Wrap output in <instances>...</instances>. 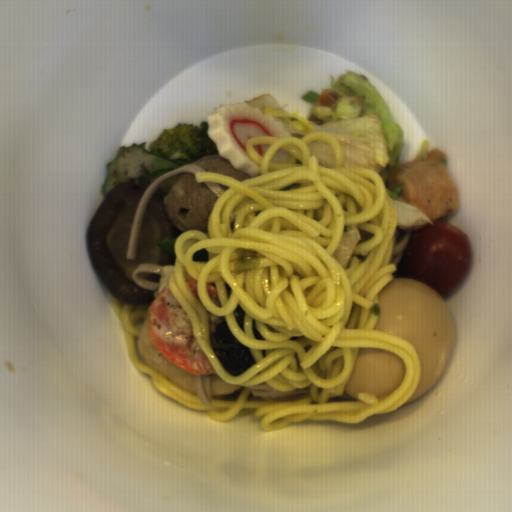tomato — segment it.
<instances>
[{
	"mask_svg": "<svg viewBox=\"0 0 512 512\" xmlns=\"http://www.w3.org/2000/svg\"><path fill=\"white\" fill-rule=\"evenodd\" d=\"M472 263L469 237L445 221H434L412 232L391 275L420 281L443 298L459 288Z\"/></svg>",
	"mask_w": 512,
	"mask_h": 512,
	"instance_id": "tomato-1",
	"label": "tomato"
}]
</instances>
